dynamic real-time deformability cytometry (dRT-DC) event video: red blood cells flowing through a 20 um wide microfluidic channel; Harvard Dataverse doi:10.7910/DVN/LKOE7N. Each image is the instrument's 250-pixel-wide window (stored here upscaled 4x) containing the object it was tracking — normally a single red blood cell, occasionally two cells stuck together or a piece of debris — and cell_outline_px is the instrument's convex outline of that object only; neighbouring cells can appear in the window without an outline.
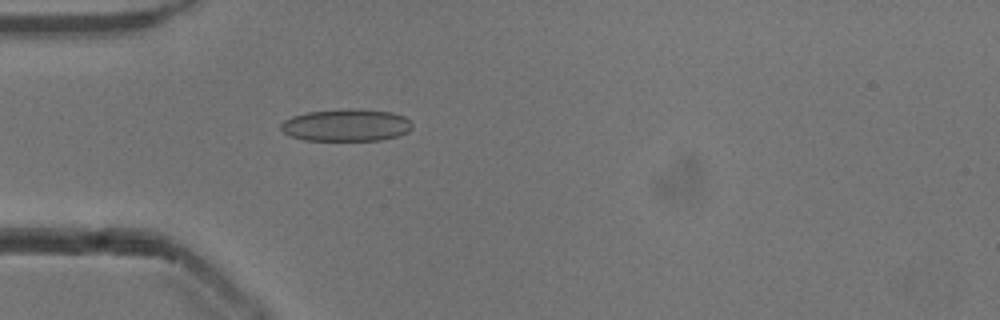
{"species": "common noctule bat (a hibernating species)", "species_latin": "Nyctalus noctula", "temperature_condition": "cold", "stored_images_in_passage": 53, "camera_frame_rate_fps": 3000, "um_per_image_px": 0.085, "animal": {"sex": "male", "body_mass_g": 13.3}, "frame": {"image": 1, "passage_image": 16, "time_ms": 5.0, "image_size_px": [1000, 320], "cell_outline_px": [[412, 128], [408, 132], [400, 136], [380, 140], [304, 140], [288, 136], [280, 128], [280, 124], [284, 120], [292, 116], [308, 112], [352, 108], [392, 112], [404, 116], [412, 124]], "centroid_in_image_um": [29.43, 10.64], "position_along_channel_um": 55.6, "area_um2": 24.8}}
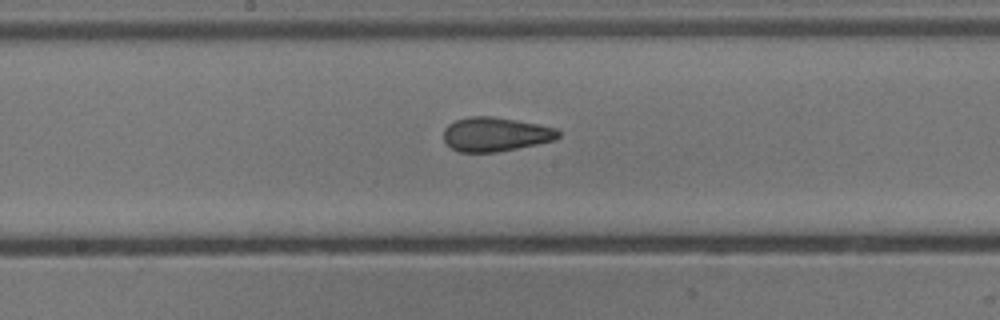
{"frame": {"image": 2, "passage_image": 28, "time_ms": 9.0, "image_size_px": [1000, 320], "cell_outline_px": [[560, 136], [552, 140], [536, 144], [496, 152], [460, 152], [452, 148], [444, 140], [444, 128], [448, 124], [456, 120], [468, 116], [492, 116], [516, 120], [556, 128], [560, 132]], "centroid_in_image_um": [42.08, 11.4], "position_along_channel_um": 206.1, "area_um2": 22.6}}
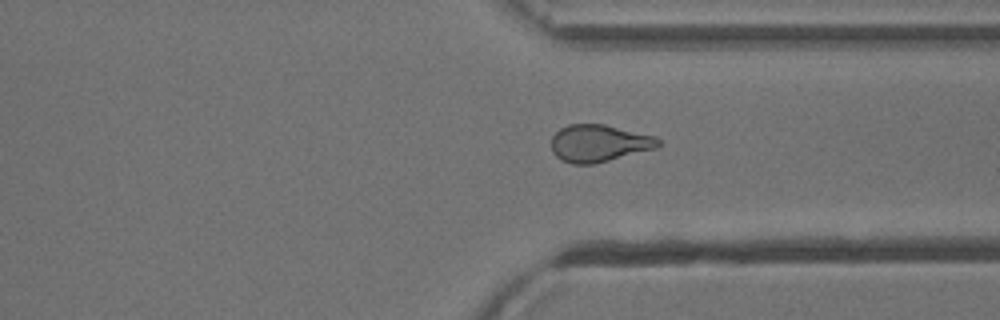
{"frame": {"image": 3, "passage_image": 40, "time_ms": 13.0, "image_size_px": [1000, 320], "cell_outline_px": [[660, 144], [656, 148], [592, 164], [572, 164], [560, 160], [552, 152], [552, 136], [560, 128], [568, 124], [604, 124], [656, 136], [660, 140]], "centroid_in_image_um": [50.89, 12.17], "position_along_channel_um": 360.5, "area_um2": 23.12}, "authors_computed_cell_mechanics": {"area_um2": 23.8136, "velocity_mm_per_s": 3.8837, "shape_relaxation_time_tau1_ms": 9.0516, "shape_relaxation_time_tau2_ms": 1.6128, "deformation_change_tau1": 0.1911, "deformation_change_tau2": 0.0955}}